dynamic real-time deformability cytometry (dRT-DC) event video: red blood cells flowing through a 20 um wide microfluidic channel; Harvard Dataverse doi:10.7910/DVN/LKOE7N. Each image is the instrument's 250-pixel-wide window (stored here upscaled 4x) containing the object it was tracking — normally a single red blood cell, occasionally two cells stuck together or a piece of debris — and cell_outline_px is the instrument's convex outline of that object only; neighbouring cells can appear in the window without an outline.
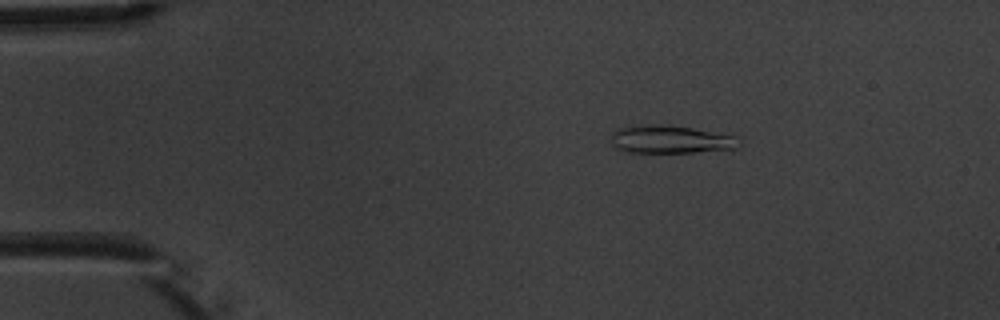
{"species": "common noctule bat (a hibernating species)", "species_latin": "Nyctalus noctula", "temperature_condition": "warm", "stored_images_in_passage": 5, "camera_frame_rate_fps": 3000, "um_per_image_px": 0.085, "animal": {"sex": "male", "body_mass_g": 20.1, "forearm_length_mm": 53.5}, "frame": {"image": 1, "passage_image": 3, "time_ms": 2.333, "image_size_px": [1000, 320], "cell_outline_px": [[740, 148], [692, 152], [624, 152], [616, 148], [612, 144], [612, 132], [616, 128], [648, 124], [692, 128], [732, 136]], "centroid_in_image_um": [56.89, 11.86], "position_along_channel_um": 28.1, "area_um2": 20.29}}